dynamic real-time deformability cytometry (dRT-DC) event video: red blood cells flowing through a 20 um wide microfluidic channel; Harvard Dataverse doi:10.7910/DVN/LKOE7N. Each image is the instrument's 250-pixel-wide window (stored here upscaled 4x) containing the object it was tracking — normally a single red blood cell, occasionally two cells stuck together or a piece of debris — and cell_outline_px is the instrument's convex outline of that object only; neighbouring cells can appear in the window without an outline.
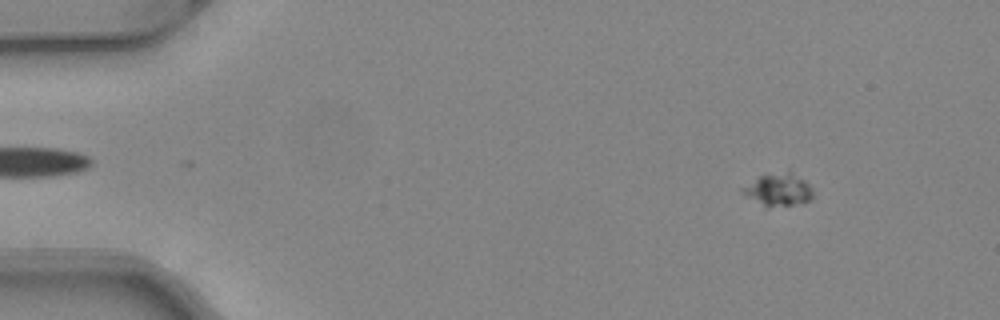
{"species": "common noctule bat (a hibernating species)", "species_latin": "Nyctalus noctula", "temperature_condition": "warm", "stored_images_in_passage": 16, "camera_frame_rate_fps": 3000, "um_per_image_px": 0.085, "animal": {"sex": "female", "body_mass_g": 24.6, "forearm_length_mm": 56.2}, "frame": {"image": 1, "passage_image": 6, "time_ms": 1.667, "image_size_px": [1000, 320], "cell_outline_px": [[812, 200], [804, 204], [768, 208], [764, 208], [744, 192], [740, 188], [760, 176], [788, 168], [804, 180], [812, 188]], "centroid_in_image_um": [66.22, 16.12], "position_along_channel_um": 18.8, "area_um2": 13.81}}